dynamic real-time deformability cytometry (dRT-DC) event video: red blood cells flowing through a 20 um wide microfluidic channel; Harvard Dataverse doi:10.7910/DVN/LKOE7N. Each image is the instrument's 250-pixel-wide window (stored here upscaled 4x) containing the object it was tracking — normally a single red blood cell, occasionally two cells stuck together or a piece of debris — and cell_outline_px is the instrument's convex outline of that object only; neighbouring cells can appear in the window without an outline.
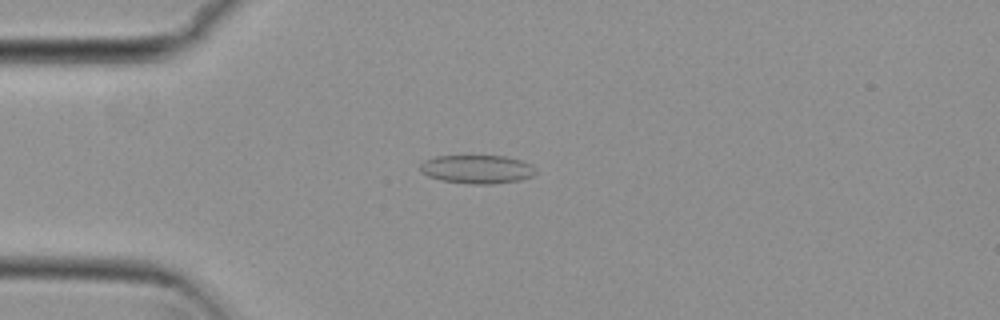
{"species": "common noctule bat (a hibernating species)", "species_latin": "Nyctalus noctula", "temperature_condition": "cold", "stored_images_in_passage": 55, "camera_frame_rate_fps": 3000, "um_per_image_px": 0.085, "animal": {"sex": "female", "body_mass_g": 29.2, "forearm_length_mm": 56.3}, "frame": {"image": 1, "passage_image": 14, "time_ms": 4.333, "image_size_px": [1000, 320], "cell_outline_px": [[536, 172], [532, 176], [520, 180], [492, 184], [468, 184], [440, 180], [428, 176], [420, 172], [420, 164], [424, 160], [436, 156], [504, 156], [520, 160], [532, 164], [536, 168]], "centroid_in_image_um": [40.54, 14.39], "position_along_channel_um": 44.5, "area_um2": 19.36}}
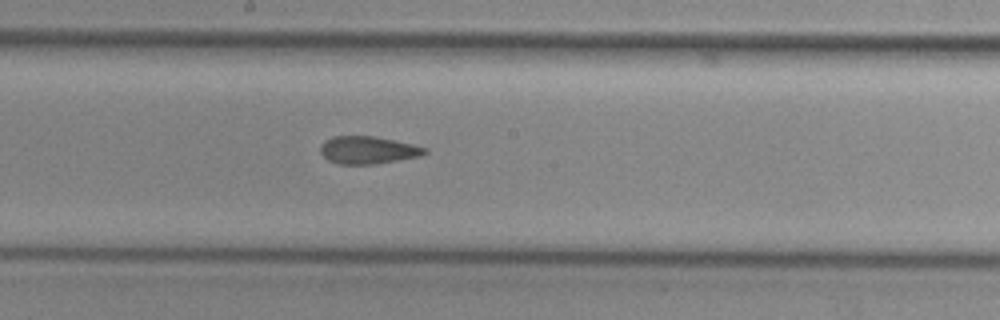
{"frame": {"image": 2, "passage_image": 29, "time_ms": 9.333, "image_size_px": [1000, 320], "cell_outline_px": [[428, 152], [420, 156], [376, 164], [340, 164], [328, 160], [320, 152], [320, 144], [324, 140], [332, 136], [372, 136], [412, 144], [428, 148]], "centroid_in_image_um": [31.25, 12.75], "position_along_channel_um": 216.9, "area_um2": 16.76}}
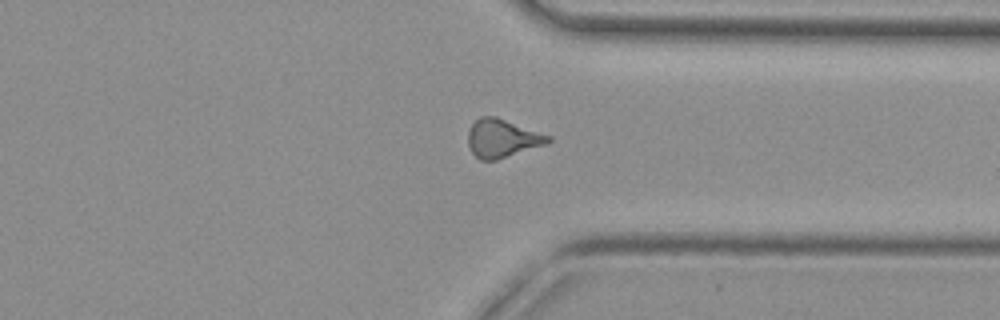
{"frame": {"image": 3, "passage_image": 41, "time_ms": 13.333, "image_size_px": [1000, 320], "cell_outline_px": [[552, 140], [544, 144], [496, 160], [480, 160], [472, 152], [468, 144], [468, 132], [472, 124], [480, 116], [496, 116], [552, 136]], "centroid_in_image_um": [42.68, 11.74], "position_along_channel_um": 368.7, "area_um2": 17.69}}